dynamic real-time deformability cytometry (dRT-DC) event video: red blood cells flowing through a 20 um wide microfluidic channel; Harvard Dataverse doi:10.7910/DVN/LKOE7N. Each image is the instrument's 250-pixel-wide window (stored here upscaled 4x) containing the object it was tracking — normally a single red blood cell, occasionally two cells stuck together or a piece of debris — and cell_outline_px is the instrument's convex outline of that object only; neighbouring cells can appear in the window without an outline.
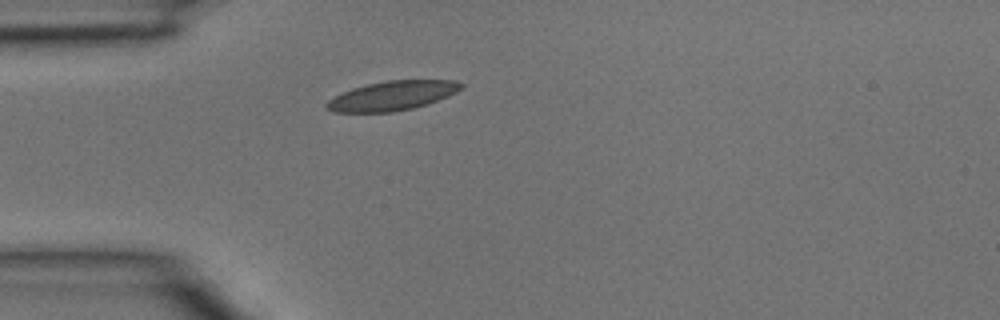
{"species": "common noctule bat (a hibernating species)", "species_latin": "Nyctalus noctula", "temperature_condition": "room temperature", "stored_images_in_passage": 1, "camera_frame_rate_fps": 3000, "um_per_image_px": 0.085, "animal": {"sex": "male", "body_mass_g": 15.6}, "frame": {"image": 1, "passage_image": 1, "time_ms": 0.0, "image_size_px": [1000, 320], "cell_outline_px": [[464, 88], [448, 96], [412, 108], [392, 112], [332, 112], [324, 108], [324, 104], [328, 100], [352, 88], [368, 84], [388, 80], [456, 80], [464, 84]], "centroid_in_image_um": [33.33, 8.13], "position_along_channel_um": 51.7, "area_um2": 22.89}}